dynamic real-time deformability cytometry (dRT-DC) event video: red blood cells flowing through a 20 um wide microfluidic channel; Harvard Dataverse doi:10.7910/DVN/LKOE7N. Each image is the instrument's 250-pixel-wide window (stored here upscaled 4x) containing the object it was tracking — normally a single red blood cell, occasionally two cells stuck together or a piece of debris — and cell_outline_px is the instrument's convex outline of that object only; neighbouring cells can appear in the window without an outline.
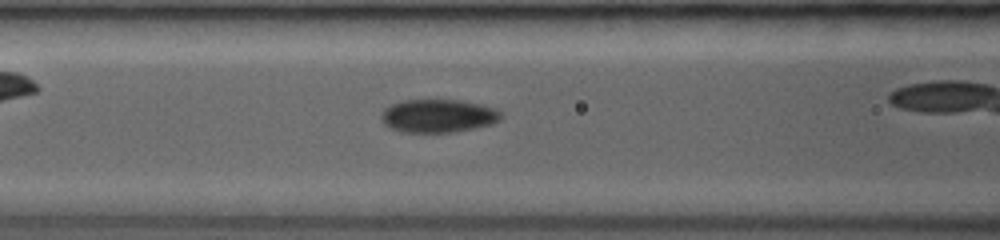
{"species": "common noctule bat (a hibernating species)", "species_latin": "Nyctalus noctula", "temperature_condition": "room temperature", "stored_images_in_passage": 46, "camera_frame_rate_fps": 3500, "um_per_image_px": 0.085, "animal": {"sex": "female", "body_mass_g": 19.0, "forearm_length_mm": 53.3}, "frame": {"image": 1, "passage_image": 20, "time_ms": 5.429, "image_size_px": [1000, 240], "cell_outline_px": [[500, 120], [492, 124], [456, 132], [400, 132], [384, 124], [384, 112], [392, 104], [404, 100], [456, 100], [476, 104], [492, 108], [500, 112]], "centroid_in_image_um": [37.26, 9.86], "position_along_channel_um": 129.3, "area_um2": 22.54}}
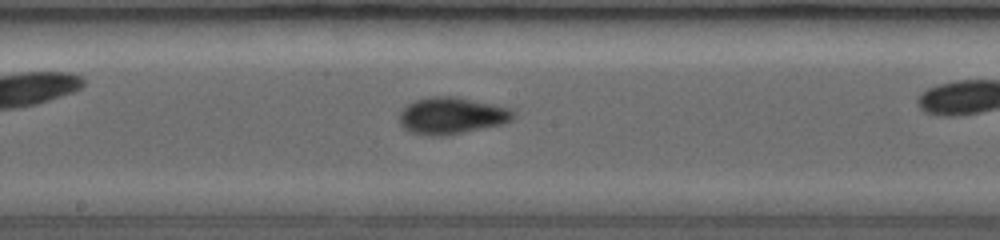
{"frame": {"image": 2, "passage_image": 27, "time_ms": 7.429, "image_size_px": [1000, 240], "cell_outline_px": [[512, 120], [500, 124], [444, 136], [428, 136], [408, 132], [400, 124], [400, 112], [408, 104], [416, 100], [440, 96], [448, 96], [504, 108], [512, 112]], "centroid_in_image_um": [38.26, 9.87], "position_along_channel_um": 209.9, "area_um2": 23.35}}